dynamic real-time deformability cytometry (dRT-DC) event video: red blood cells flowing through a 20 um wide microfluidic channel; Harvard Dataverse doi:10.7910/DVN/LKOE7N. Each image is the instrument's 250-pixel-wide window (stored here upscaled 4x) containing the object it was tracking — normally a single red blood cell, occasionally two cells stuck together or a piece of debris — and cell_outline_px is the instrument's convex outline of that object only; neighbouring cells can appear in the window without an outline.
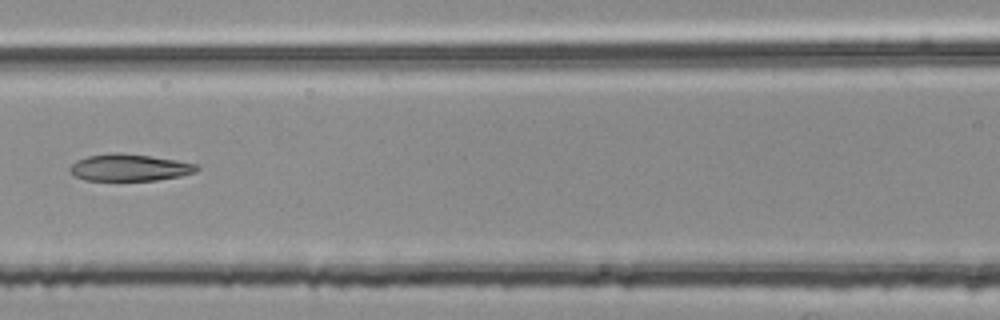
{"species": "common noctule bat (a hibernating species)", "species_latin": "Nyctalus noctula", "temperature_condition": "room temperature", "stored_images_in_passage": 4, "camera_frame_rate_fps": 3000, "um_per_image_px": 0.085, "animal": {"sex": "female", "body_mass_g": 25.1}, "frame": {"image": 1, "passage_image": 4, "time_ms": 1.0, "image_size_px": [1000, 320], "cell_outline_px": [[200, 168], [196, 172], [180, 176], [156, 180], [84, 180], [72, 176], [68, 172], [68, 168], [76, 160], [88, 156], [108, 152], [120, 152], [176, 160], [196, 164]], "centroid_in_image_um": [10.94, 14.24], "position_along_channel_um": 155.7, "area_um2": 20.06}}